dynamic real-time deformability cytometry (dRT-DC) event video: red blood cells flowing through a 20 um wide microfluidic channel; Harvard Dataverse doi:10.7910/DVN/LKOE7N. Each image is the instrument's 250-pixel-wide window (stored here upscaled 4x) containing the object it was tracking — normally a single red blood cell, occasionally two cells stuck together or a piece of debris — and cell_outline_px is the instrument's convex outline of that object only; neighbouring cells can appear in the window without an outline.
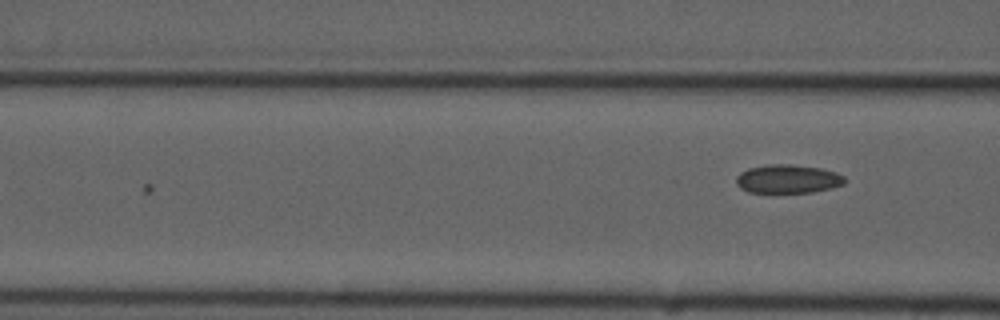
{"species": "common noctule bat (a hibernating species)", "species_latin": "Nyctalus noctula", "temperature_condition": "cold", "stored_images_in_passage": 7, "camera_frame_rate_fps": 3000, "um_per_image_px": 0.085, "animal": {"sex": "male", "forearm_length_mm": 52.5}, "frame": {"image": 1, "passage_image": 7, "time_ms": 8.0, "image_size_px": [1000, 320], "cell_outline_px": [[844, 184], [832, 188], [812, 192], [748, 192], [740, 188], [736, 184], [736, 176], [740, 172], [748, 168], [768, 164], [792, 164], [820, 168], [836, 172], [844, 176]], "centroid_in_image_um": [66.94, 15.2], "position_along_channel_um": 99.7, "area_um2": 18.15}}